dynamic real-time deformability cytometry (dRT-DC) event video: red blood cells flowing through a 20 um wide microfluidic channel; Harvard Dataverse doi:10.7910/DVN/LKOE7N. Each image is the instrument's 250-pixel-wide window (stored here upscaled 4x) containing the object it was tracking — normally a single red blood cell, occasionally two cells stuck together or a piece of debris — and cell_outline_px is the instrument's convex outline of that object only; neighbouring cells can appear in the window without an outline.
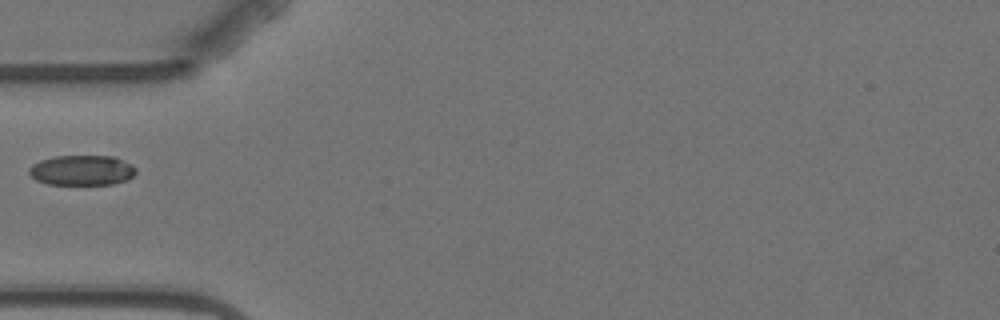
{"species": "Egyptian fruit bat (a non-hibernating species)", "species_latin": "Rousettus aegyptiacus", "temperature_condition": "warm", "stored_images_in_passage": 5, "segment_of_instrument_passage": [2, 2], "camera_frame_rate_fps": 3000, "um_per_image_px": 0.085, "animal": {"sex": "female"}, "frame": {"image": 1, "passage_image": 5, "time_ms": 6.0, "image_size_px": [1000, 320], "cell_outline_px": [[136, 172], [128, 180], [112, 184], [48, 184], [36, 180], [28, 172], [28, 168], [32, 164], [40, 160], [56, 156], [112, 156], [132, 164], [136, 168]], "centroid_in_image_um": [6.96, 14.47], "position_along_channel_um": 78.0, "area_um2": 18.79}}